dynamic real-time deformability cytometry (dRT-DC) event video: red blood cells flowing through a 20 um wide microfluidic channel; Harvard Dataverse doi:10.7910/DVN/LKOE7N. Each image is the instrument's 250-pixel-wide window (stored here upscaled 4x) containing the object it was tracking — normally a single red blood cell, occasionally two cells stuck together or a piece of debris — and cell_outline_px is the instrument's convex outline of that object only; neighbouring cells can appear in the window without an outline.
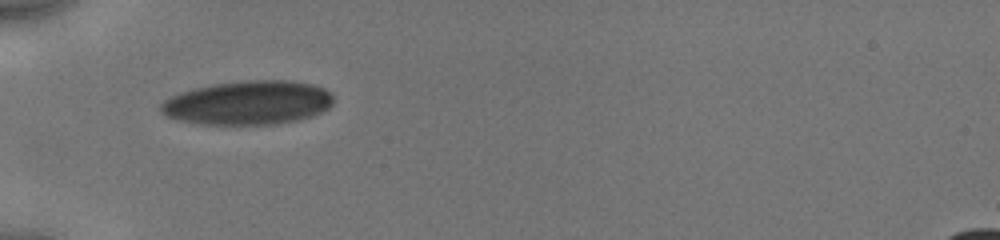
{"species": "human", "species_latin": "Homo sapiens", "temperature_condition": "cold", "stored_images_in_passage": 51, "camera_frame_rate_fps": 3000, "um_per_image_px": 0.085, "donor": {"sex": "male"}, "frame": {"image": 1, "passage_image": 1, "time_ms": 0.0, "image_size_px": [1000, 240], "cell_outline_px": [[332, 104], [328, 108], [312, 116], [300, 120], [276, 124], [196, 124], [164, 116], [160, 112], [160, 104], [164, 100], [180, 92], [212, 84], [248, 80], [288, 80], [312, 84], [324, 88], [332, 92]], "centroid_in_image_um": [21.08, 8.74], "position_along_channel_um": 63.9, "area_um2": 44.39}}
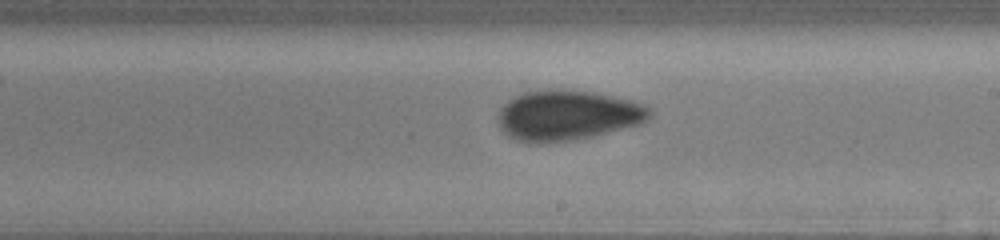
{"frame": {"image": 2, "passage_image": 21, "time_ms": 4.667, "image_size_px": [1000, 240], "cell_outline_px": [[652, 116], [648, 120], [640, 124], [592, 136], [572, 140], [540, 144], [528, 144], [516, 140], [508, 136], [500, 128], [496, 120], [496, 116], [500, 108], [508, 100], [524, 92], [548, 88], [592, 92], [612, 96], [628, 100], [652, 108]], "centroid_in_image_um": [48.17, 9.81], "position_along_channel_um": 240.8, "area_um2": 44.8}}
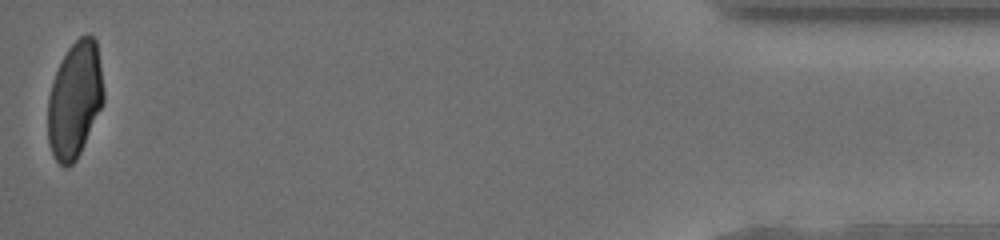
{"frame": {"image": 3, "passage_image": 50, "time_ms": 11.333, "image_size_px": [1000, 240], "cell_outline_px": [[104, 100], [84, 144], [76, 160], [68, 168], [64, 168], [56, 160], [48, 144], [48, 96], [56, 72], [68, 48], [80, 36], [88, 32], [96, 40], [104, 92]], "centroid_in_image_um": [6.35, 8.49], "position_along_channel_um": 428.9, "area_um2": 37.45}, "authors_computed_cell_mechanics": {"area_um2": 42.8298, "velocity_mm_per_s": 3.9549, "shape_relaxation_time_tau1_ms": null, "shape_relaxation_time_tau2_ms": 1.1264, "deformation_change_tau1": null, "deformation_change_tau2": 0.0636}}